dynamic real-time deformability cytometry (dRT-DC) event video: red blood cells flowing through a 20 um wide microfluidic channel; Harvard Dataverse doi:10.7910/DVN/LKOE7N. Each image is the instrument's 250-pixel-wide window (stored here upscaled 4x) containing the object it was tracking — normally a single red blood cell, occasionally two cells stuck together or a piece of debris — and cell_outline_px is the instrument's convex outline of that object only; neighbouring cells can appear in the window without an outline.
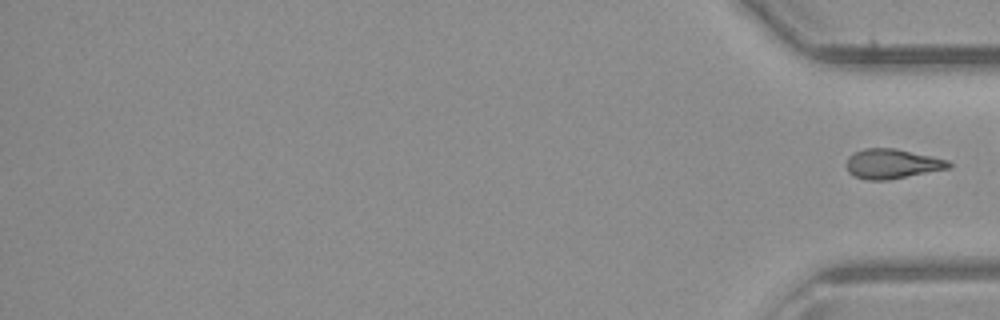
{"species": "common noctule bat (a hibernating species)", "species_latin": "Nyctalus noctula", "temperature_condition": "room temperature", "stored_images_in_passage": 42, "segment_of_instrument_passage": [2, 2], "camera_frame_rate_fps": 3000, "um_per_image_px": 0.085, "animal": {"sex": "male", "body_mass_g": 23.1, "forearm_length_mm": 52.7}, "frame": {"image": 1, "passage_image": 42, "time_ms": 13.667, "image_size_px": [1000, 320], "cell_outline_px": [[952, 168], [888, 180], [864, 180], [852, 176], [848, 172], [844, 164], [848, 156], [864, 148], [896, 148], [948, 160], [952, 164]], "centroid_in_image_um": [75.8, 13.93], "position_along_channel_um": 359.4, "area_um2": 18.03}}